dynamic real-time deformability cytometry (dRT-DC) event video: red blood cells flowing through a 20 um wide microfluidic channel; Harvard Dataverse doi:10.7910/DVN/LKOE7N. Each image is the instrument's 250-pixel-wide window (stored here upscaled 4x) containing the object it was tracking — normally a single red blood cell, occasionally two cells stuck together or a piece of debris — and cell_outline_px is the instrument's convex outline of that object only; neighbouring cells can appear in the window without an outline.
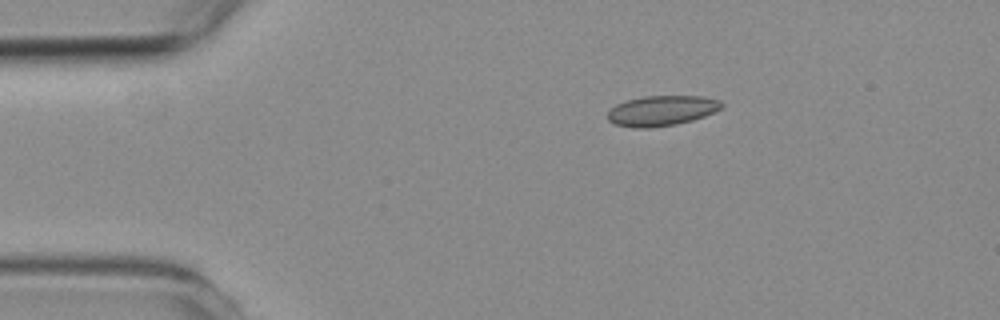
{"species": "common noctule bat (a hibernating species)", "species_latin": "Nyctalus noctula", "temperature_condition": "room temperature", "stored_images_in_passage": 6, "camera_frame_rate_fps": 3000, "um_per_image_px": 0.085, "animal": {"sex": "female", "body_mass_g": 19.3, "forearm_length_mm": 54.1}, "frame": {"image": 1, "passage_image": 1, "time_ms": 0.0, "image_size_px": [1000, 320], "cell_outline_px": [[724, 108], [704, 116], [692, 120], [676, 124], [652, 128], [632, 128], [616, 124], [608, 120], [608, 112], [616, 104], [628, 100], [644, 96], [704, 96], [720, 100], [724, 104]], "centroid_in_image_um": [56.28, 9.41], "position_along_channel_um": 28.7, "area_um2": 20.17}}
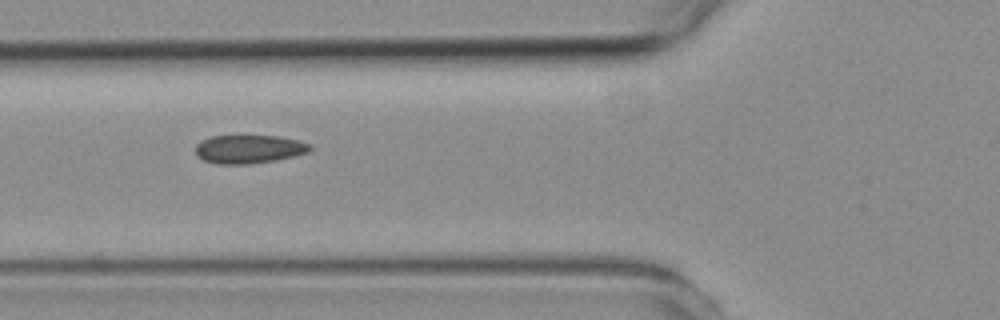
{"frame": {"image": 2, "passage_image": 4, "time_ms": 3.333, "image_size_px": [1000, 320], "cell_outline_px": [[312, 148], [308, 152], [296, 156], [276, 160], [248, 164], [216, 164], [204, 160], [196, 156], [196, 144], [212, 136], [276, 136], [300, 140], [312, 144]], "centroid_in_image_um": [21.2, 12.68], "position_along_channel_um": 104.6, "area_um2": 19.07}}
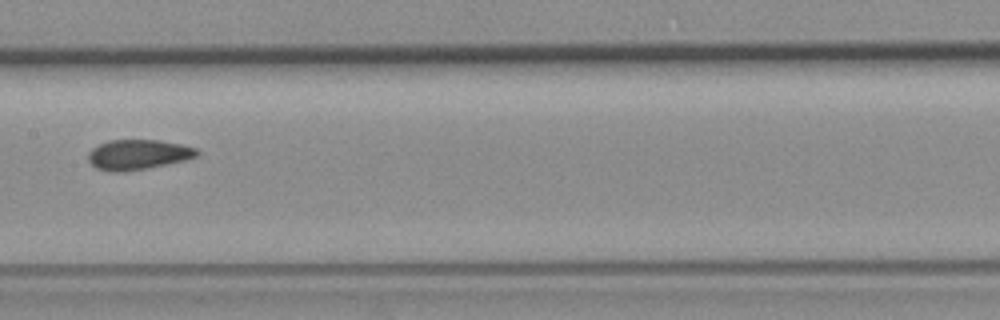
{"frame": {"image": 3, "passage_image": 6, "time_ms": 5.667, "image_size_px": [1000, 320], "cell_outline_px": [[200, 152], [196, 156], [184, 160], [144, 168], [120, 172], [112, 172], [96, 168], [88, 160], [88, 152], [92, 148], [108, 140], [160, 140], [180, 144], [196, 148]], "centroid_in_image_um": [11.7, 13.13], "position_along_channel_um": 195.7, "area_um2": 18.79}}